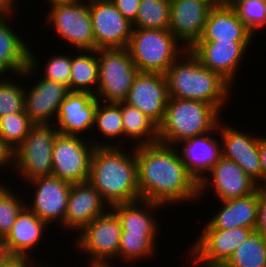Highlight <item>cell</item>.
I'll use <instances>...</instances> for the list:
<instances>
[{"label":"cell","instance_id":"7c38bea8","mask_svg":"<svg viewBox=\"0 0 266 267\" xmlns=\"http://www.w3.org/2000/svg\"><path fill=\"white\" fill-rule=\"evenodd\" d=\"M211 187L219 201L245 197L259 188L237 163L224 157L198 182V199H202L204 192Z\"/></svg>","mask_w":266,"mask_h":267},{"label":"cell","instance_id":"f546056e","mask_svg":"<svg viewBox=\"0 0 266 267\" xmlns=\"http://www.w3.org/2000/svg\"><path fill=\"white\" fill-rule=\"evenodd\" d=\"M121 113L124 138L135 140L133 147L158 143V126L149 117L124 101H121Z\"/></svg>","mask_w":266,"mask_h":267},{"label":"cell","instance_id":"3957f363","mask_svg":"<svg viewBox=\"0 0 266 267\" xmlns=\"http://www.w3.org/2000/svg\"><path fill=\"white\" fill-rule=\"evenodd\" d=\"M181 56L165 73L169 97L202 101L213 105L221 113L233 92V85L217 72L205 68L190 49Z\"/></svg>","mask_w":266,"mask_h":267},{"label":"cell","instance_id":"ffe728a7","mask_svg":"<svg viewBox=\"0 0 266 267\" xmlns=\"http://www.w3.org/2000/svg\"><path fill=\"white\" fill-rule=\"evenodd\" d=\"M98 101L92 93L69 92L60 104L54 121L58 133L81 137L83 134L84 137V132L95 130L94 119Z\"/></svg>","mask_w":266,"mask_h":267},{"label":"cell","instance_id":"603a6c76","mask_svg":"<svg viewBox=\"0 0 266 267\" xmlns=\"http://www.w3.org/2000/svg\"><path fill=\"white\" fill-rule=\"evenodd\" d=\"M217 127L202 136L191 137L176 144L180 157L189 173L199 182L212 166L222 158L220 140L213 137ZM177 145H181L179 149Z\"/></svg>","mask_w":266,"mask_h":267},{"label":"cell","instance_id":"f907efd6","mask_svg":"<svg viewBox=\"0 0 266 267\" xmlns=\"http://www.w3.org/2000/svg\"><path fill=\"white\" fill-rule=\"evenodd\" d=\"M31 267H51V266H49V265H47V264H43V262L40 263V266H39V263L36 264V262H35ZM52 267H53V266H52Z\"/></svg>","mask_w":266,"mask_h":267},{"label":"cell","instance_id":"4fadbf2b","mask_svg":"<svg viewBox=\"0 0 266 267\" xmlns=\"http://www.w3.org/2000/svg\"><path fill=\"white\" fill-rule=\"evenodd\" d=\"M168 100V83L165 74L139 72L124 102L139 109L159 126L164 119Z\"/></svg>","mask_w":266,"mask_h":267},{"label":"cell","instance_id":"c3c4849f","mask_svg":"<svg viewBox=\"0 0 266 267\" xmlns=\"http://www.w3.org/2000/svg\"><path fill=\"white\" fill-rule=\"evenodd\" d=\"M3 238L0 237V260L6 255L3 248Z\"/></svg>","mask_w":266,"mask_h":267},{"label":"cell","instance_id":"d6a6232c","mask_svg":"<svg viewBox=\"0 0 266 267\" xmlns=\"http://www.w3.org/2000/svg\"><path fill=\"white\" fill-rule=\"evenodd\" d=\"M158 236H146L145 234L122 233L118 258L128 263H134L143 258L152 257L156 251V239Z\"/></svg>","mask_w":266,"mask_h":267},{"label":"cell","instance_id":"681fc988","mask_svg":"<svg viewBox=\"0 0 266 267\" xmlns=\"http://www.w3.org/2000/svg\"><path fill=\"white\" fill-rule=\"evenodd\" d=\"M219 267H234L230 264H228L227 262H221L217 264Z\"/></svg>","mask_w":266,"mask_h":267},{"label":"cell","instance_id":"9a60e30c","mask_svg":"<svg viewBox=\"0 0 266 267\" xmlns=\"http://www.w3.org/2000/svg\"><path fill=\"white\" fill-rule=\"evenodd\" d=\"M34 187L32 202L26 206L48 225L58 223L64 228L67 202L72 183L54 176L40 177L28 182ZM56 220V221H55Z\"/></svg>","mask_w":266,"mask_h":267},{"label":"cell","instance_id":"74e56055","mask_svg":"<svg viewBox=\"0 0 266 267\" xmlns=\"http://www.w3.org/2000/svg\"><path fill=\"white\" fill-rule=\"evenodd\" d=\"M50 58L43 72H40L44 74L42 78L58 82L66 86L70 92L71 55L56 54Z\"/></svg>","mask_w":266,"mask_h":267},{"label":"cell","instance_id":"f6af8a7d","mask_svg":"<svg viewBox=\"0 0 266 267\" xmlns=\"http://www.w3.org/2000/svg\"><path fill=\"white\" fill-rule=\"evenodd\" d=\"M188 255L191 256L190 261H192V263H194L193 265H195L197 267H201V266L202 267H219L217 264H206V263L201 262L191 252H190V254L188 253Z\"/></svg>","mask_w":266,"mask_h":267},{"label":"cell","instance_id":"836d02e7","mask_svg":"<svg viewBox=\"0 0 266 267\" xmlns=\"http://www.w3.org/2000/svg\"><path fill=\"white\" fill-rule=\"evenodd\" d=\"M33 124L25 110L0 117V138L15 150L24 141Z\"/></svg>","mask_w":266,"mask_h":267},{"label":"cell","instance_id":"b9f144b4","mask_svg":"<svg viewBox=\"0 0 266 267\" xmlns=\"http://www.w3.org/2000/svg\"><path fill=\"white\" fill-rule=\"evenodd\" d=\"M25 256L5 255L0 260V267H31L35 261Z\"/></svg>","mask_w":266,"mask_h":267},{"label":"cell","instance_id":"cb8c5ba5","mask_svg":"<svg viewBox=\"0 0 266 267\" xmlns=\"http://www.w3.org/2000/svg\"><path fill=\"white\" fill-rule=\"evenodd\" d=\"M47 227L49 226L46 222L25 206L17 215L9 233L2 239L5 254L32 259V249L43 239Z\"/></svg>","mask_w":266,"mask_h":267},{"label":"cell","instance_id":"1f68e13d","mask_svg":"<svg viewBox=\"0 0 266 267\" xmlns=\"http://www.w3.org/2000/svg\"><path fill=\"white\" fill-rule=\"evenodd\" d=\"M170 0H141L132 23L139 29H169Z\"/></svg>","mask_w":266,"mask_h":267},{"label":"cell","instance_id":"f35d334b","mask_svg":"<svg viewBox=\"0 0 266 267\" xmlns=\"http://www.w3.org/2000/svg\"><path fill=\"white\" fill-rule=\"evenodd\" d=\"M255 232L266 239V188H258V211Z\"/></svg>","mask_w":266,"mask_h":267},{"label":"cell","instance_id":"44dd1931","mask_svg":"<svg viewBox=\"0 0 266 267\" xmlns=\"http://www.w3.org/2000/svg\"><path fill=\"white\" fill-rule=\"evenodd\" d=\"M106 204L89 181L72 183L64 218L65 229L81 231L96 217L103 215L110 209L109 205Z\"/></svg>","mask_w":266,"mask_h":267},{"label":"cell","instance_id":"8fae6325","mask_svg":"<svg viewBox=\"0 0 266 267\" xmlns=\"http://www.w3.org/2000/svg\"><path fill=\"white\" fill-rule=\"evenodd\" d=\"M95 49L128 47L133 25L111 0H89Z\"/></svg>","mask_w":266,"mask_h":267},{"label":"cell","instance_id":"d6986e66","mask_svg":"<svg viewBox=\"0 0 266 267\" xmlns=\"http://www.w3.org/2000/svg\"><path fill=\"white\" fill-rule=\"evenodd\" d=\"M253 232L252 229H203L189 252L206 264L227 262L235 249Z\"/></svg>","mask_w":266,"mask_h":267},{"label":"cell","instance_id":"7a4b0ae2","mask_svg":"<svg viewBox=\"0 0 266 267\" xmlns=\"http://www.w3.org/2000/svg\"><path fill=\"white\" fill-rule=\"evenodd\" d=\"M126 152L121 147H96L88 181L112 207L140 199L136 151Z\"/></svg>","mask_w":266,"mask_h":267},{"label":"cell","instance_id":"9c48e42d","mask_svg":"<svg viewBox=\"0 0 266 267\" xmlns=\"http://www.w3.org/2000/svg\"><path fill=\"white\" fill-rule=\"evenodd\" d=\"M45 17L61 40L78 50H96L93 27L91 23L89 0L77 3L56 4L48 6Z\"/></svg>","mask_w":266,"mask_h":267},{"label":"cell","instance_id":"7402d4cb","mask_svg":"<svg viewBox=\"0 0 266 267\" xmlns=\"http://www.w3.org/2000/svg\"><path fill=\"white\" fill-rule=\"evenodd\" d=\"M36 79L40 80H35L36 84L25 89V111L33 123L54 124L60 104L69 90L58 82L39 76Z\"/></svg>","mask_w":266,"mask_h":267},{"label":"cell","instance_id":"60d3db41","mask_svg":"<svg viewBox=\"0 0 266 267\" xmlns=\"http://www.w3.org/2000/svg\"><path fill=\"white\" fill-rule=\"evenodd\" d=\"M7 166L10 170L15 169V150L0 138V168H7Z\"/></svg>","mask_w":266,"mask_h":267},{"label":"cell","instance_id":"8d00e7d4","mask_svg":"<svg viewBox=\"0 0 266 267\" xmlns=\"http://www.w3.org/2000/svg\"><path fill=\"white\" fill-rule=\"evenodd\" d=\"M234 10L254 36L255 32L266 26V0H246L239 3Z\"/></svg>","mask_w":266,"mask_h":267},{"label":"cell","instance_id":"ac0fdd59","mask_svg":"<svg viewBox=\"0 0 266 267\" xmlns=\"http://www.w3.org/2000/svg\"><path fill=\"white\" fill-rule=\"evenodd\" d=\"M252 41H198L190 51L207 69L217 72L231 85Z\"/></svg>","mask_w":266,"mask_h":267},{"label":"cell","instance_id":"e0dca14e","mask_svg":"<svg viewBox=\"0 0 266 267\" xmlns=\"http://www.w3.org/2000/svg\"><path fill=\"white\" fill-rule=\"evenodd\" d=\"M13 15L12 13L0 18V75L12 72V75L14 73L21 79H27L28 76L30 78L31 75L35 77L41 66L37 61L39 59L31 52L24 38L20 37L18 32L13 31L14 29L9 24Z\"/></svg>","mask_w":266,"mask_h":267},{"label":"cell","instance_id":"d590c367","mask_svg":"<svg viewBox=\"0 0 266 267\" xmlns=\"http://www.w3.org/2000/svg\"><path fill=\"white\" fill-rule=\"evenodd\" d=\"M4 76L0 75V117L25 110V87Z\"/></svg>","mask_w":266,"mask_h":267},{"label":"cell","instance_id":"4316f807","mask_svg":"<svg viewBox=\"0 0 266 267\" xmlns=\"http://www.w3.org/2000/svg\"><path fill=\"white\" fill-rule=\"evenodd\" d=\"M164 205L138 200L131 203L116 204L110 209L117 215L122 227V233L145 234L158 236V222L154 210H161Z\"/></svg>","mask_w":266,"mask_h":267},{"label":"cell","instance_id":"83f0119b","mask_svg":"<svg viewBox=\"0 0 266 267\" xmlns=\"http://www.w3.org/2000/svg\"><path fill=\"white\" fill-rule=\"evenodd\" d=\"M71 55L70 92L96 95L99 83L97 50H78Z\"/></svg>","mask_w":266,"mask_h":267},{"label":"cell","instance_id":"ee69618b","mask_svg":"<svg viewBox=\"0 0 266 267\" xmlns=\"http://www.w3.org/2000/svg\"><path fill=\"white\" fill-rule=\"evenodd\" d=\"M16 3V0H0V18L12 13L15 14L14 9H16Z\"/></svg>","mask_w":266,"mask_h":267},{"label":"cell","instance_id":"ab89813d","mask_svg":"<svg viewBox=\"0 0 266 267\" xmlns=\"http://www.w3.org/2000/svg\"><path fill=\"white\" fill-rule=\"evenodd\" d=\"M141 0H111L120 13L131 23L137 17V11Z\"/></svg>","mask_w":266,"mask_h":267},{"label":"cell","instance_id":"816d5d0a","mask_svg":"<svg viewBox=\"0 0 266 267\" xmlns=\"http://www.w3.org/2000/svg\"><path fill=\"white\" fill-rule=\"evenodd\" d=\"M89 267H113V265H92V266H89Z\"/></svg>","mask_w":266,"mask_h":267},{"label":"cell","instance_id":"2e32d148","mask_svg":"<svg viewBox=\"0 0 266 267\" xmlns=\"http://www.w3.org/2000/svg\"><path fill=\"white\" fill-rule=\"evenodd\" d=\"M215 4V0H170L169 30L186 49L201 38Z\"/></svg>","mask_w":266,"mask_h":267},{"label":"cell","instance_id":"8992f818","mask_svg":"<svg viewBox=\"0 0 266 267\" xmlns=\"http://www.w3.org/2000/svg\"><path fill=\"white\" fill-rule=\"evenodd\" d=\"M58 134L54 124L34 123L30 127L24 141L15 149V169L12 171L19 174L23 183L52 176L53 144Z\"/></svg>","mask_w":266,"mask_h":267},{"label":"cell","instance_id":"5bb4252c","mask_svg":"<svg viewBox=\"0 0 266 267\" xmlns=\"http://www.w3.org/2000/svg\"><path fill=\"white\" fill-rule=\"evenodd\" d=\"M217 125L220 136L222 157L237 163L244 172L262 188V169L259 155V139L261 136L242 132L229 124ZM221 123V124H220ZM219 132V133H218Z\"/></svg>","mask_w":266,"mask_h":267},{"label":"cell","instance_id":"7dc6e473","mask_svg":"<svg viewBox=\"0 0 266 267\" xmlns=\"http://www.w3.org/2000/svg\"><path fill=\"white\" fill-rule=\"evenodd\" d=\"M45 1H48V4L51 6L56 4L83 2L84 0H45Z\"/></svg>","mask_w":266,"mask_h":267},{"label":"cell","instance_id":"5b68a950","mask_svg":"<svg viewBox=\"0 0 266 267\" xmlns=\"http://www.w3.org/2000/svg\"><path fill=\"white\" fill-rule=\"evenodd\" d=\"M127 48L139 72L163 74L186 50L169 29L133 28Z\"/></svg>","mask_w":266,"mask_h":267},{"label":"cell","instance_id":"52a82bcc","mask_svg":"<svg viewBox=\"0 0 266 267\" xmlns=\"http://www.w3.org/2000/svg\"><path fill=\"white\" fill-rule=\"evenodd\" d=\"M97 57L99 83L96 98L102 102L124 101L139 73L128 48L99 49Z\"/></svg>","mask_w":266,"mask_h":267},{"label":"cell","instance_id":"4dcf8cb0","mask_svg":"<svg viewBox=\"0 0 266 267\" xmlns=\"http://www.w3.org/2000/svg\"><path fill=\"white\" fill-rule=\"evenodd\" d=\"M227 263L234 267H266V239L253 231Z\"/></svg>","mask_w":266,"mask_h":267},{"label":"cell","instance_id":"ba28073f","mask_svg":"<svg viewBox=\"0 0 266 267\" xmlns=\"http://www.w3.org/2000/svg\"><path fill=\"white\" fill-rule=\"evenodd\" d=\"M77 235L75 245L90 258L88 266L111 265L112 260L118 259L122 227L111 209L96 217Z\"/></svg>","mask_w":266,"mask_h":267},{"label":"cell","instance_id":"6da1fadb","mask_svg":"<svg viewBox=\"0 0 266 267\" xmlns=\"http://www.w3.org/2000/svg\"><path fill=\"white\" fill-rule=\"evenodd\" d=\"M134 149L141 200L169 207L199 200L198 182L189 173L176 146L158 142Z\"/></svg>","mask_w":266,"mask_h":267},{"label":"cell","instance_id":"277c9868","mask_svg":"<svg viewBox=\"0 0 266 267\" xmlns=\"http://www.w3.org/2000/svg\"><path fill=\"white\" fill-rule=\"evenodd\" d=\"M220 116L211 104L169 97L164 119L158 126V142L176 146L180 141L205 135L217 127Z\"/></svg>","mask_w":266,"mask_h":267},{"label":"cell","instance_id":"30bf717a","mask_svg":"<svg viewBox=\"0 0 266 267\" xmlns=\"http://www.w3.org/2000/svg\"><path fill=\"white\" fill-rule=\"evenodd\" d=\"M88 139L61 133L56 136L52 152V176L70 183L88 181L96 148L91 138Z\"/></svg>","mask_w":266,"mask_h":267},{"label":"cell","instance_id":"e575fe53","mask_svg":"<svg viewBox=\"0 0 266 267\" xmlns=\"http://www.w3.org/2000/svg\"><path fill=\"white\" fill-rule=\"evenodd\" d=\"M10 185L0 182V236L4 238L14 225L17 215L26 206V200L18 196ZM16 194V195H15ZM22 198V199H21Z\"/></svg>","mask_w":266,"mask_h":267},{"label":"cell","instance_id":"bcb514c9","mask_svg":"<svg viewBox=\"0 0 266 267\" xmlns=\"http://www.w3.org/2000/svg\"><path fill=\"white\" fill-rule=\"evenodd\" d=\"M246 0H219L218 3L230 7V8H235L239 3H242Z\"/></svg>","mask_w":266,"mask_h":267},{"label":"cell","instance_id":"f1b7e54d","mask_svg":"<svg viewBox=\"0 0 266 267\" xmlns=\"http://www.w3.org/2000/svg\"><path fill=\"white\" fill-rule=\"evenodd\" d=\"M94 126L98 130L97 132L102 134L104 139L105 137L108 139L105 142V140L102 139L100 141L99 137L96 138V140L95 138H92L91 142L96 147H122V145H118V143L115 144L113 142L116 139H120L121 141L118 140L120 143L122 142L121 138L124 137L121 102L115 103L98 101L95 111Z\"/></svg>","mask_w":266,"mask_h":267},{"label":"cell","instance_id":"7bdbcfd3","mask_svg":"<svg viewBox=\"0 0 266 267\" xmlns=\"http://www.w3.org/2000/svg\"><path fill=\"white\" fill-rule=\"evenodd\" d=\"M259 155L262 169V188H266V136L259 139Z\"/></svg>","mask_w":266,"mask_h":267},{"label":"cell","instance_id":"484cf974","mask_svg":"<svg viewBox=\"0 0 266 267\" xmlns=\"http://www.w3.org/2000/svg\"><path fill=\"white\" fill-rule=\"evenodd\" d=\"M253 37L234 8L216 2L208 14L204 32L198 41H252Z\"/></svg>","mask_w":266,"mask_h":267},{"label":"cell","instance_id":"d4e9b609","mask_svg":"<svg viewBox=\"0 0 266 267\" xmlns=\"http://www.w3.org/2000/svg\"><path fill=\"white\" fill-rule=\"evenodd\" d=\"M222 207L217 210L203 229L249 228L253 231L257 225L258 189L245 197L219 201Z\"/></svg>","mask_w":266,"mask_h":267}]
</instances>
